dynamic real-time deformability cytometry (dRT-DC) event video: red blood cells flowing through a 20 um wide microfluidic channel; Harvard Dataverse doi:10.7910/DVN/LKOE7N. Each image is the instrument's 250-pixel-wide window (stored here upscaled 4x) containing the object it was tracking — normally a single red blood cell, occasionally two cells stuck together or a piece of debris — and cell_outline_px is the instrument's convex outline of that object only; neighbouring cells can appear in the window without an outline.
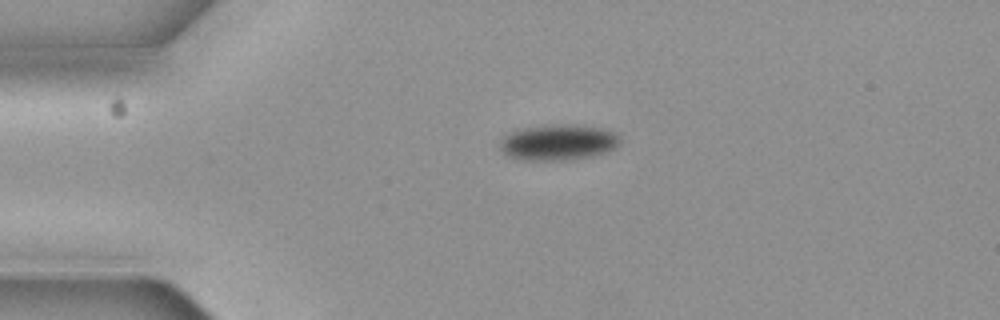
{"species": "common noctule bat (a hibernating species)", "species_latin": "Nyctalus noctula", "temperature_condition": "cold", "stored_images_in_passage": 2, "camera_frame_rate_fps": 3000, "um_per_image_px": 0.085, "animal": {"sex": "female", "body_mass_g": 19.3, "forearm_length_mm": 54.1}, "frame": {"image": 1, "passage_image": 1, "time_ms": 0.0, "image_size_px": [1000, 320], "cell_outline_px": [[620, 144], [616, 148], [608, 152], [592, 156], [568, 160], [520, 160], [508, 156], [500, 148], [500, 144], [508, 136], [516, 132], [528, 128], [600, 128], [612, 132], [620, 140]], "centroid_in_image_um": [47.5, 12.2], "position_along_channel_um": 37.5, "area_um2": 23.24}}